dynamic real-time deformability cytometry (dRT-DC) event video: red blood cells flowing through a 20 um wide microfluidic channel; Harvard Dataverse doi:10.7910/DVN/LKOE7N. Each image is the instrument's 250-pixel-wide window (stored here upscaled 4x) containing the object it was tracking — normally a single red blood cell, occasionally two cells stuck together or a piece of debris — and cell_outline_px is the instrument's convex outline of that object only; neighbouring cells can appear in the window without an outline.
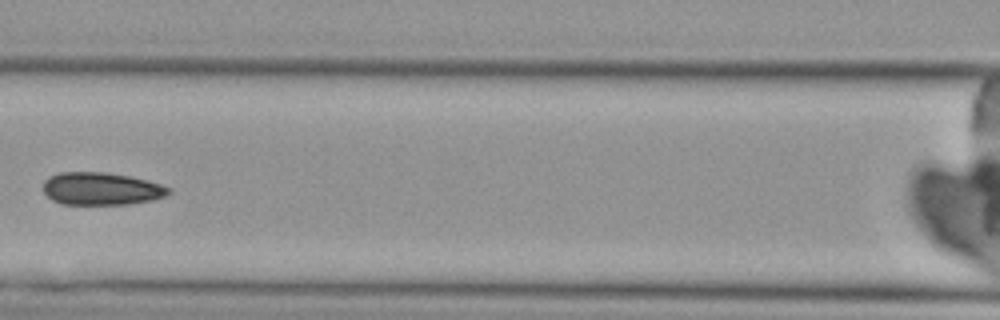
{"species": "Egyptian fruit bat (a non-hibernating species)", "species_latin": "Rousettus aegyptiacus", "temperature_condition": "cold", "stored_images_in_passage": 4, "camera_frame_rate_fps": 3000, "um_per_image_px": 0.085, "animal": {"sex": "female"}, "frame": {"image": 1, "passage_image": 3, "time_ms": 2.333, "image_size_px": [1000, 320], "cell_outline_px": [[172, 192], [164, 196], [152, 200], [128, 204], [64, 204], [52, 200], [44, 192], [44, 180], [48, 176], [60, 172], [108, 172], [132, 176], [148, 180], [172, 188]], "centroid_in_image_um": [8.63, 16.03], "position_along_channel_um": 158.0, "area_um2": 24.04}}
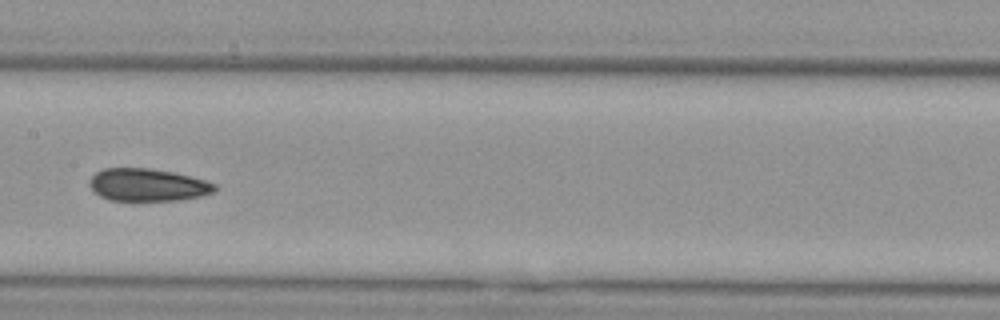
{"frame": {"image": 2, "passage_image": 4, "time_ms": 3.333, "image_size_px": [1000, 320], "cell_outline_px": [[216, 188], [212, 192], [200, 196], [176, 200], [108, 200], [100, 196], [88, 184], [88, 180], [96, 172], [104, 168], [148, 168], [172, 172], [204, 180], [216, 184]], "centroid_in_image_um": [12.5, 15.71], "position_along_channel_um": 194.9, "area_um2": 23.47}}